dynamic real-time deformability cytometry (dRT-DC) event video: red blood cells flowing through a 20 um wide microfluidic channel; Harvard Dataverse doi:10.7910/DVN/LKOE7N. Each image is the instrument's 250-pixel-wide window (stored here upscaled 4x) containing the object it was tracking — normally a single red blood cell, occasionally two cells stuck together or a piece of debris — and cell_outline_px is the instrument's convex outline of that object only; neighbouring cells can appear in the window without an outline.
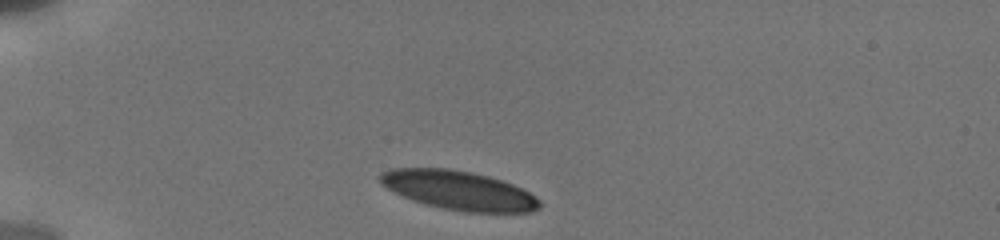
{"species": "human", "species_latin": "Homo sapiens", "temperature_condition": "cold", "stored_images_in_passage": 30, "camera_frame_rate_fps": 3000, "um_per_image_px": 0.085, "donor": {"sex": "male"}, "frame": {"image": 1, "passage_image": 1, "time_ms": 0.0, "image_size_px": [1000, 240], "cell_outline_px": [[540, 208], [532, 212], [464, 212], [444, 208], [412, 200], [380, 184], [380, 176], [384, 172], [392, 168], [448, 168], [472, 172], [488, 176], [512, 184], [528, 192], [540, 200]], "centroid_in_image_um": [39.01, 16.18], "position_along_channel_um": 46.0, "area_um2": 35.84}}
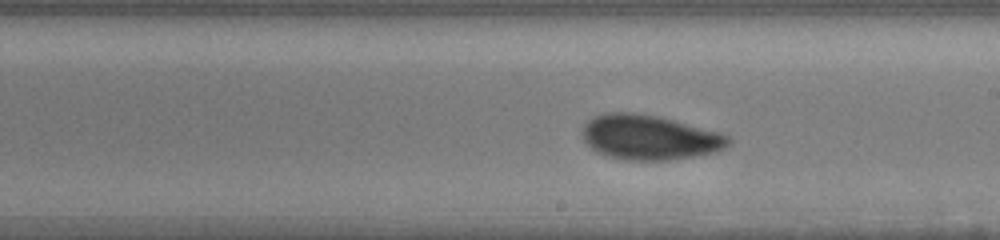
{"frame": {"image": 2, "passage_image": 17, "time_ms": 6.0, "image_size_px": [1000, 240], "cell_outline_px": [[732, 144], [716, 152], [696, 156], [668, 160], [628, 160], [608, 156], [596, 152], [580, 136], [580, 132], [584, 124], [592, 116], [604, 112], [632, 112], [656, 116], [720, 132], [732, 136]], "centroid_in_image_um": [55.2, 11.67], "position_along_channel_um": 233.8, "area_um2": 38.49}}
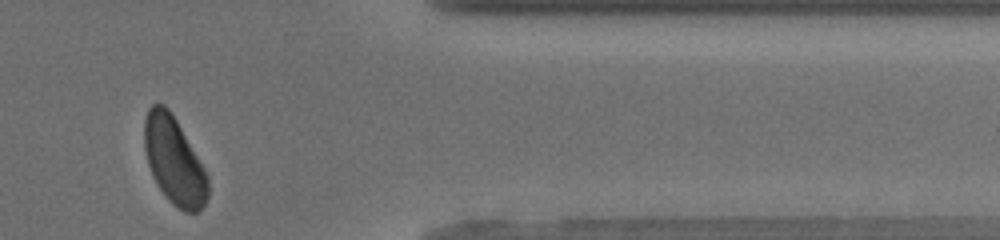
{"frame": {"image": 3, "passage_image": 30, "time_ms": 10.667, "image_size_px": [1000, 240], "cell_outline_px": [[208, 196], [204, 204], [196, 212], [184, 212], [176, 208], [168, 200], [156, 184], [152, 176], [148, 164], [144, 148], [144, 120], [148, 108], [152, 104], [164, 104], [168, 108], [176, 120], [204, 168], [208, 176]], "centroid_in_image_um": [14.77, 13.68], "position_along_channel_um": 396.6, "area_um2": 32.25}, "authors_computed_cell_mechanics": {"area_um2": 37.7723, "velocity_mm_per_s": 3.8064, "shape_relaxation_time_tau1_ms": 3.4631, "shape_relaxation_time_tau2_ms": 0.9893, "deformation_change_tau1": 0.1255, "deformation_change_tau2": 0.0494}}